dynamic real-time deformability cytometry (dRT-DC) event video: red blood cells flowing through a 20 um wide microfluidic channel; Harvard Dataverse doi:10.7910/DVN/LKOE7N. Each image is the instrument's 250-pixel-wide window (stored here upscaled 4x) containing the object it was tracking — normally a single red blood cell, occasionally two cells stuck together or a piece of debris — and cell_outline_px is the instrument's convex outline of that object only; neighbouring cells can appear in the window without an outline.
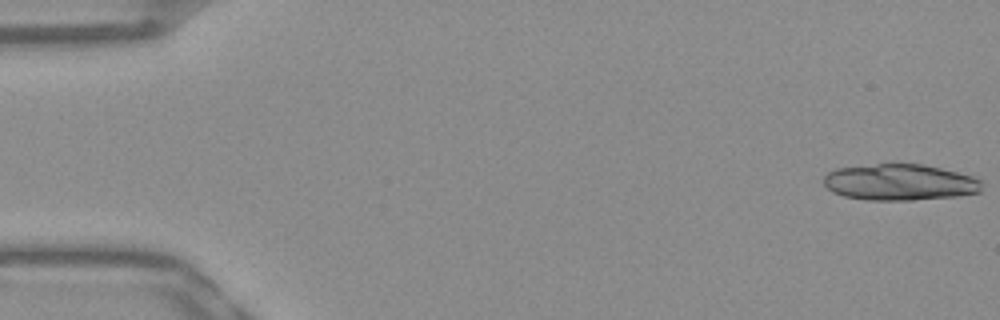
{"species": "Egyptian fruit bat (a non-hibernating species)", "species_latin": "Rousettus aegyptiacus", "temperature_condition": "warm", "stored_images_in_passage": 9, "camera_frame_rate_fps": 3000, "um_per_image_px": 0.085, "frame": {"image": 1, "passage_image": 1, "time_ms": 0.0, "image_size_px": [1000, 320], "cell_outline_px": [[980, 192], [960, 196], [912, 200], [864, 200], [844, 196], [832, 192], [824, 184], [824, 176], [828, 172], [836, 168], [876, 164], [920, 164], [940, 168], [972, 176], [980, 180]], "centroid_in_image_um": [76.45, 15.5], "position_along_channel_um": 8.5, "area_um2": 33.35}}